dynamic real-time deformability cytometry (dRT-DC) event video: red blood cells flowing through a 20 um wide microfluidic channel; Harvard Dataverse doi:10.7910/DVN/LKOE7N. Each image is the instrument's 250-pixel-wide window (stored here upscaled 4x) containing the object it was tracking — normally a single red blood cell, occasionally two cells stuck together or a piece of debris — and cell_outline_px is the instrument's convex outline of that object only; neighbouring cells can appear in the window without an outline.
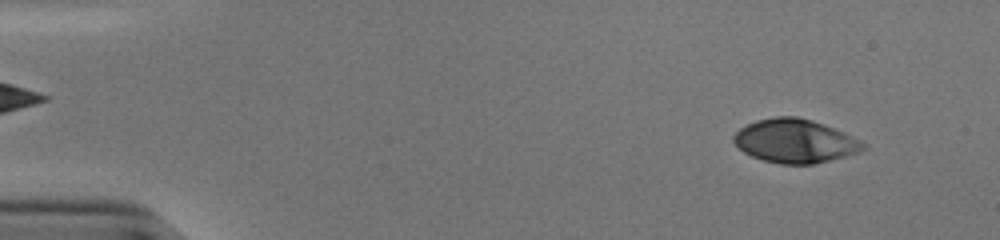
{"species": "human", "species_latin": "Homo sapiens", "temperature_condition": "cold", "stored_images_in_passage": 53, "camera_frame_rate_fps": 3000, "um_per_image_px": 0.085, "donor": {"sex": "male"}, "frame": {"image": 1, "passage_image": 5, "time_ms": 1.333, "image_size_px": [1000, 240], "cell_outline_px": [[868, 148], [844, 156], [812, 164], [780, 164], [764, 160], [752, 156], [744, 152], [732, 140], [732, 136], [740, 128], [756, 120], [772, 116], [796, 116], [812, 120], [824, 124], [844, 132], [860, 140]], "centroid_in_image_um": [67.55, 11.97], "position_along_channel_um": 17.4, "area_um2": 32.77}}
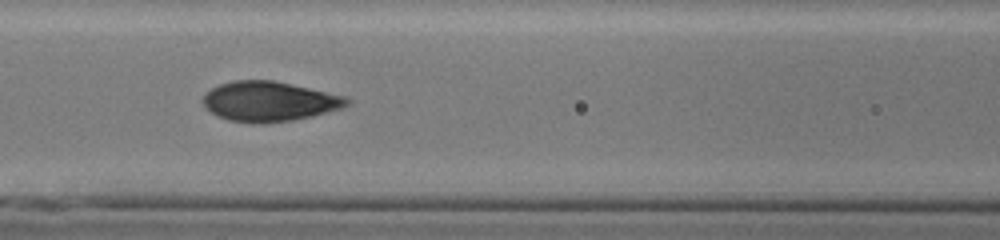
{"frame": {"image": 2, "passage_image": 24, "time_ms": 7.667, "image_size_px": [1000, 240], "cell_outline_px": [[352, 104], [340, 108], [312, 116], [292, 120], [264, 124], [252, 124], [228, 120], [216, 116], [204, 108], [200, 100], [212, 88], [220, 84], [236, 80], [272, 80], [348, 96], [352, 100]], "centroid_in_image_um": [22.88, 8.63], "position_along_channel_um": 143.7, "area_um2": 33.87}}
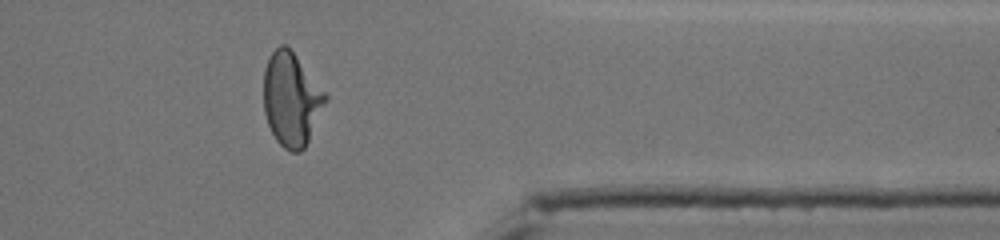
{"frame": {"image": 3, "passage_image": 44, "time_ms": 14.333, "image_size_px": [1000, 240], "cell_outline_px": [[328, 100], [304, 148], [300, 152], [292, 152], [284, 148], [276, 140], [268, 124], [264, 112], [264, 68], [272, 52], [280, 44], [284, 44], [296, 56], [328, 96]], "centroid_in_image_um": [24.76, 8.46], "position_along_channel_um": 386.6, "area_um2": 33.23}, "authors_computed_cell_mechanics": {"area_um2": 33.1194, "velocity_mm_per_s": 3.8378, "shape_relaxation_time_tau1_ms": 4.2934, "shape_relaxation_time_tau2_ms": null, "deformation_change_tau1": 0.206, "deformation_change_tau2": null}}